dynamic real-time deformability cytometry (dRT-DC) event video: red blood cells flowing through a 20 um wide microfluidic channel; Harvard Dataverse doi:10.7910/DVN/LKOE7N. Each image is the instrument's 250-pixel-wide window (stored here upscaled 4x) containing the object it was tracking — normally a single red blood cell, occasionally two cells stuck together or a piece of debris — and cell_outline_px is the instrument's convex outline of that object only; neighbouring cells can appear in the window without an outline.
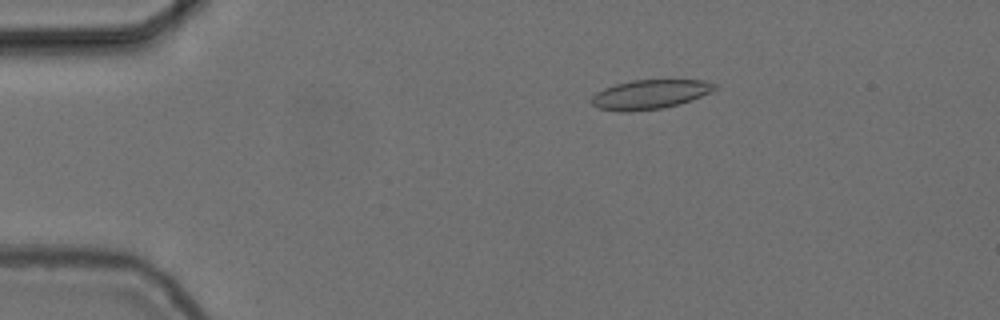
{"species": "common noctule bat (a hibernating species)", "species_latin": "Nyctalus noctula", "temperature_condition": "cold", "stored_images_in_passage": 55, "camera_frame_rate_fps": 3000, "um_per_image_px": 0.085, "animal": {"sex": "female", "body_mass_g": 24.6, "forearm_length_mm": 56.2}, "frame": {"image": 1, "passage_image": 10, "time_ms": 3.0, "image_size_px": [1000, 320], "cell_outline_px": [[716, 88], [700, 96], [680, 104], [664, 108], [632, 112], [616, 112], [600, 108], [592, 104], [588, 100], [596, 92], [604, 88], [616, 84], [632, 80], [704, 80], [716, 84]], "centroid_in_image_um": [55.18, 8.03], "position_along_channel_um": 29.8, "area_um2": 21.1}}
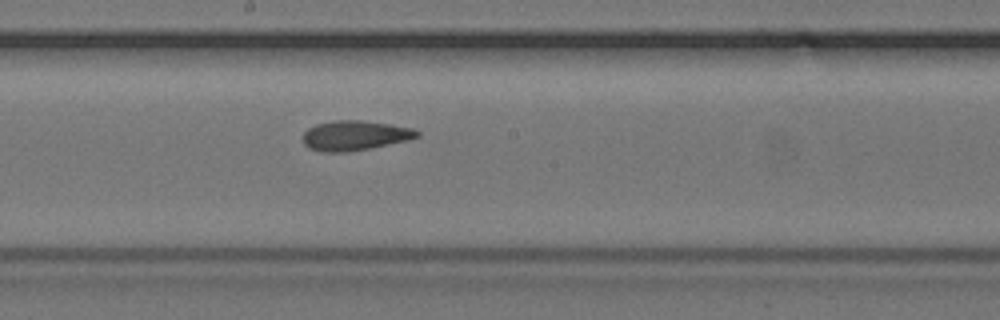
{"frame": {"image": 2, "passage_image": 30, "time_ms": 9.667, "image_size_px": [1000, 320], "cell_outline_px": [[420, 136], [408, 140], [348, 152], [320, 152], [308, 148], [304, 144], [304, 132], [308, 128], [316, 124], [336, 120], [360, 120], [388, 124], [412, 128], [420, 132]], "centroid_in_image_um": [30.14, 11.52], "position_along_channel_um": 218.1, "area_um2": 19.71}}
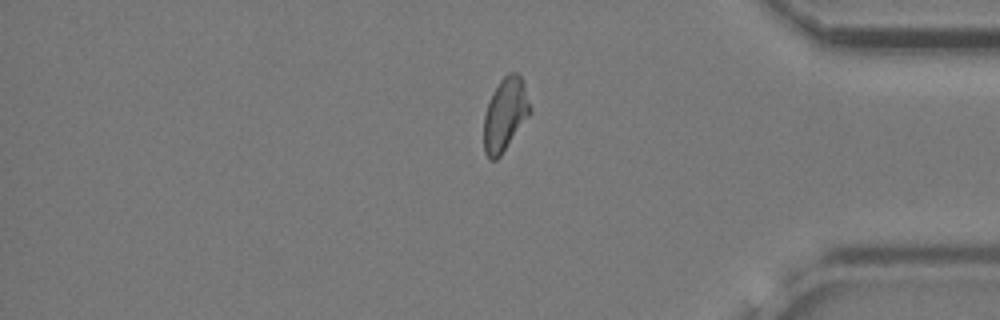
{"frame": {"image": 3, "passage_image": 46, "time_ms": 15.0, "image_size_px": [1000, 320], "cell_outline_px": [[532, 112], [500, 156], [496, 160], [488, 160], [484, 152], [484, 116], [488, 104], [500, 80], [508, 72], [516, 72], [520, 76], [524, 84], [532, 108]], "centroid_in_image_um": [42.95, 9.74], "position_along_channel_um": 392.2, "area_um2": 19.59}, "authors_computed_cell_mechanics": {"area_um2": 19.9988, "velocity_mm_per_s": 3.7112, "shape_relaxation_time_tau1_ms": 3.3953, "shape_relaxation_time_tau2_ms": 1.7916, "deformation_change_tau1": 0.1131, "deformation_change_tau2": 0.0898}}